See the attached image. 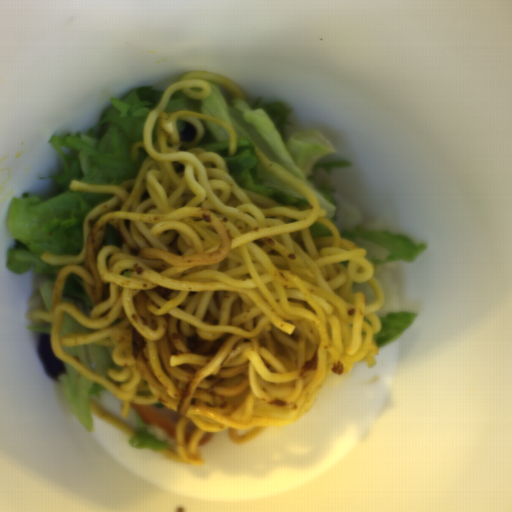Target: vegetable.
Wrapping results in <instances>:
<instances>
[{
  "instance_id": "vegetable-1",
  "label": "vegetable",
  "mask_w": 512,
  "mask_h": 512,
  "mask_svg": "<svg viewBox=\"0 0 512 512\" xmlns=\"http://www.w3.org/2000/svg\"><path fill=\"white\" fill-rule=\"evenodd\" d=\"M181 79L137 87L123 99L114 95L92 128L79 133H54L48 142L64 170L48 177L60 186L58 194L39 197L28 192L12 197L7 227L13 243L5 265L15 275L32 271L39 276L35 291L41 298V310L51 313L57 279L64 267L47 264L41 254L70 256L83 252V226L89 212L114 196L72 190V180L119 186L136 177L148 153L144 147L134 155L130 150L142 142L147 117L161 103L165 90Z\"/></svg>"
},
{
  "instance_id": "vegetable-2",
  "label": "vegetable",
  "mask_w": 512,
  "mask_h": 512,
  "mask_svg": "<svg viewBox=\"0 0 512 512\" xmlns=\"http://www.w3.org/2000/svg\"><path fill=\"white\" fill-rule=\"evenodd\" d=\"M179 110L218 117L231 124L236 133L237 148L229 155L231 145L226 127L211 120H200L204 134L197 147L205 152L219 154L226 163L227 173L236 184L268 199L283 204L307 205L309 201L275 178L262 167L254 151L259 149L265 158L311 188L325 218L334 226L340 207L335 198L336 188L316 186L313 171L323 169L330 175L333 169L350 167L348 160L323 161L328 155L338 154L327 136L318 130L288 134L292 113L279 100L259 97L254 104L237 98L221 87L210 83L209 96L191 99L180 89L168 100L164 112Z\"/></svg>"
},
{
  "instance_id": "vegetable-3",
  "label": "vegetable",
  "mask_w": 512,
  "mask_h": 512,
  "mask_svg": "<svg viewBox=\"0 0 512 512\" xmlns=\"http://www.w3.org/2000/svg\"><path fill=\"white\" fill-rule=\"evenodd\" d=\"M338 233L355 243L357 248H367L364 258L373 267L395 261L413 263L427 248L424 243H415L402 233L372 231L362 226L355 225Z\"/></svg>"
},
{
  "instance_id": "vegetable-4",
  "label": "vegetable",
  "mask_w": 512,
  "mask_h": 512,
  "mask_svg": "<svg viewBox=\"0 0 512 512\" xmlns=\"http://www.w3.org/2000/svg\"><path fill=\"white\" fill-rule=\"evenodd\" d=\"M66 370L57 381L61 384L62 395L74 417L86 431H93L94 424L90 400L101 399L105 389L101 383L85 377L63 361Z\"/></svg>"
},
{
  "instance_id": "vegetable-5",
  "label": "vegetable",
  "mask_w": 512,
  "mask_h": 512,
  "mask_svg": "<svg viewBox=\"0 0 512 512\" xmlns=\"http://www.w3.org/2000/svg\"><path fill=\"white\" fill-rule=\"evenodd\" d=\"M112 345L87 343L82 346H63L62 350L77 361L81 366L99 376L108 377V369L122 370L112 359Z\"/></svg>"
},
{
  "instance_id": "vegetable-6",
  "label": "vegetable",
  "mask_w": 512,
  "mask_h": 512,
  "mask_svg": "<svg viewBox=\"0 0 512 512\" xmlns=\"http://www.w3.org/2000/svg\"><path fill=\"white\" fill-rule=\"evenodd\" d=\"M133 411L135 419L133 429L135 430V435L130 437L128 441L132 449L150 450L159 455H162V451L166 448L176 449L177 438H172L159 426L145 425L134 407Z\"/></svg>"
},
{
  "instance_id": "vegetable-7",
  "label": "vegetable",
  "mask_w": 512,
  "mask_h": 512,
  "mask_svg": "<svg viewBox=\"0 0 512 512\" xmlns=\"http://www.w3.org/2000/svg\"><path fill=\"white\" fill-rule=\"evenodd\" d=\"M417 315V312L392 311L384 316H378L380 330L371 335L378 350L399 338L414 322Z\"/></svg>"
},
{
  "instance_id": "vegetable-8",
  "label": "vegetable",
  "mask_w": 512,
  "mask_h": 512,
  "mask_svg": "<svg viewBox=\"0 0 512 512\" xmlns=\"http://www.w3.org/2000/svg\"><path fill=\"white\" fill-rule=\"evenodd\" d=\"M61 300L74 305L86 318L90 317L94 309V305L85 289L84 280L75 274L70 273L65 279Z\"/></svg>"
},
{
  "instance_id": "vegetable-9",
  "label": "vegetable",
  "mask_w": 512,
  "mask_h": 512,
  "mask_svg": "<svg viewBox=\"0 0 512 512\" xmlns=\"http://www.w3.org/2000/svg\"><path fill=\"white\" fill-rule=\"evenodd\" d=\"M94 329L84 327L78 321H76L72 316H70L67 312L63 313L61 328H60V336H64L69 333H79V334H90Z\"/></svg>"
},
{
  "instance_id": "vegetable-10",
  "label": "vegetable",
  "mask_w": 512,
  "mask_h": 512,
  "mask_svg": "<svg viewBox=\"0 0 512 512\" xmlns=\"http://www.w3.org/2000/svg\"><path fill=\"white\" fill-rule=\"evenodd\" d=\"M176 129L180 142L183 143H191L194 141L198 132L197 128L192 123L180 120L176 122Z\"/></svg>"
},
{
  "instance_id": "vegetable-11",
  "label": "vegetable",
  "mask_w": 512,
  "mask_h": 512,
  "mask_svg": "<svg viewBox=\"0 0 512 512\" xmlns=\"http://www.w3.org/2000/svg\"><path fill=\"white\" fill-rule=\"evenodd\" d=\"M102 245L115 246L122 249V236L121 231L115 226L106 223L105 233L102 239Z\"/></svg>"
},
{
  "instance_id": "vegetable-12",
  "label": "vegetable",
  "mask_w": 512,
  "mask_h": 512,
  "mask_svg": "<svg viewBox=\"0 0 512 512\" xmlns=\"http://www.w3.org/2000/svg\"><path fill=\"white\" fill-rule=\"evenodd\" d=\"M28 329L31 332L40 334L46 333L52 335L53 323H44L43 321H34L32 326H28Z\"/></svg>"
},
{
  "instance_id": "vegetable-13",
  "label": "vegetable",
  "mask_w": 512,
  "mask_h": 512,
  "mask_svg": "<svg viewBox=\"0 0 512 512\" xmlns=\"http://www.w3.org/2000/svg\"><path fill=\"white\" fill-rule=\"evenodd\" d=\"M309 229L314 239L319 237H333L328 227L321 223L314 222V224L310 226Z\"/></svg>"
}]
</instances>
